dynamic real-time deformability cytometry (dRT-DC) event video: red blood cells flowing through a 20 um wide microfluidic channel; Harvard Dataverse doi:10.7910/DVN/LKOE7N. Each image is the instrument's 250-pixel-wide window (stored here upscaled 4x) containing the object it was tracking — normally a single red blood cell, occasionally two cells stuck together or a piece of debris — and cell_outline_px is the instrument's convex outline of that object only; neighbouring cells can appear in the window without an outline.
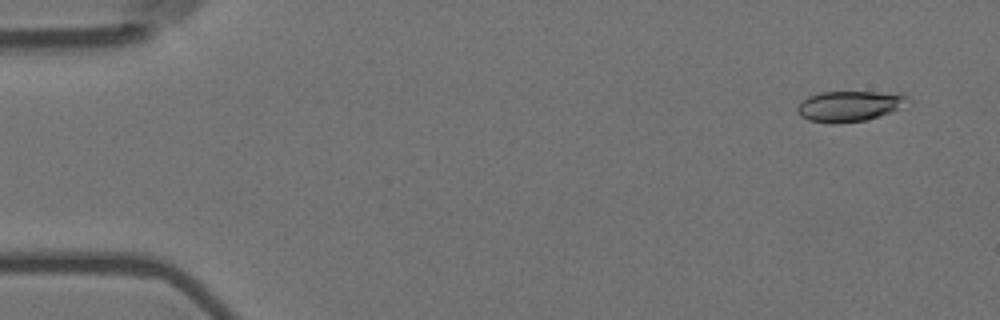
{"species": "Egyptian fruit bat (a non-hibernating species)", "species_latin": "Rousettus aegyptiacus", "temperature_condition": "room temperature", "stored_images_in_passage": 7, "camera_frame_rate_fps": 3000, "um_per_image_px": 0.085, "animal": {"sex": "female"}, "frame": {"image": 1, "passage_image": 1, "time_ms": 0.0, "image_size_px": [1000, 320], "cell_outline_px": [[912, 100], [900, 108], [892, 112], [864, 120], [832, 124], [808, 120], [800, 116], [796, 112], [796, 108], [808, 96], [820, 92], [904, 92]], "centroid_in_image_um": [72.25, 9.0], "position_along_channel_um": 12.8, "area_um2": 19.94}}
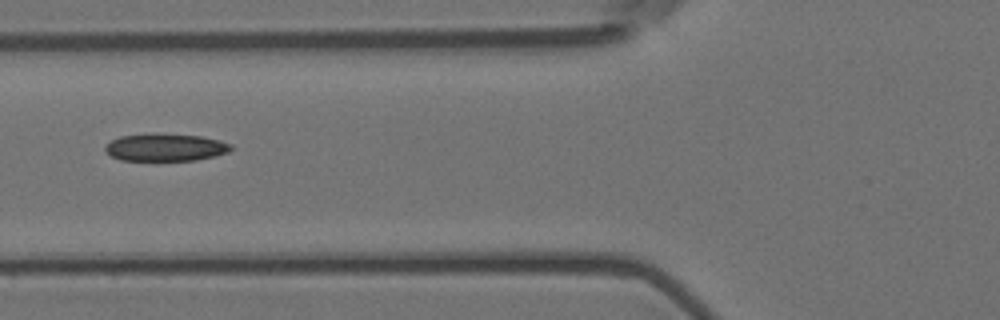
{"frame": {"image": 2, "passage_image": 6, "time_ms": 1.667, "image_size_px": [1000, 320], "cell_outline_px": [[232, 148], [228, 152], [216, 156], [196, 160], [120, 160], [112, 156], [104, 148], [112, 140], [120, 136], [200, 136], [220, 140], [232, 144]], "centroid_in_image_um": [14.13, 12.57], "position_along_channel_um": 111.7, "area_um2": 19.13}}
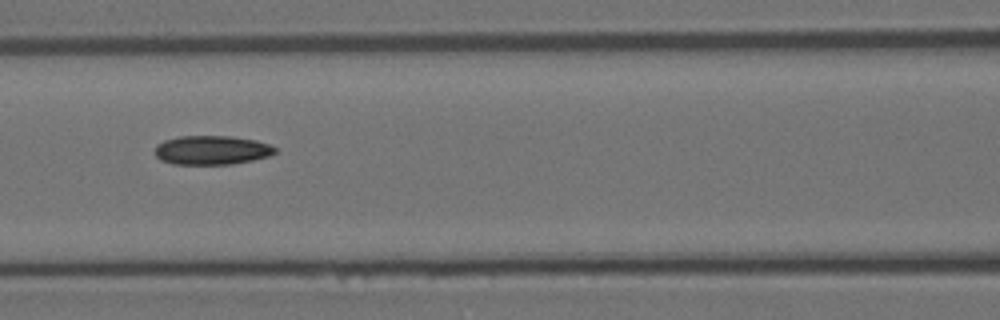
{"frame": {"image": 3, "passage_image": 7, "time_ms": 2.0, "image_size_px": [1000, 320], "cell_outline_px": [[276, 152], [268, 156], [252, 160], [232, 164], [172, 164], [160, 160], [156, 156], [156, 144], [164, 140], [180, 136], [232, 136], [256, 140], [268, 144], [276, 148]], "centroid_in_image_um": [17.98, 12.76], "position_along_channel_um": 148.6, "area_um2": 20.35}}